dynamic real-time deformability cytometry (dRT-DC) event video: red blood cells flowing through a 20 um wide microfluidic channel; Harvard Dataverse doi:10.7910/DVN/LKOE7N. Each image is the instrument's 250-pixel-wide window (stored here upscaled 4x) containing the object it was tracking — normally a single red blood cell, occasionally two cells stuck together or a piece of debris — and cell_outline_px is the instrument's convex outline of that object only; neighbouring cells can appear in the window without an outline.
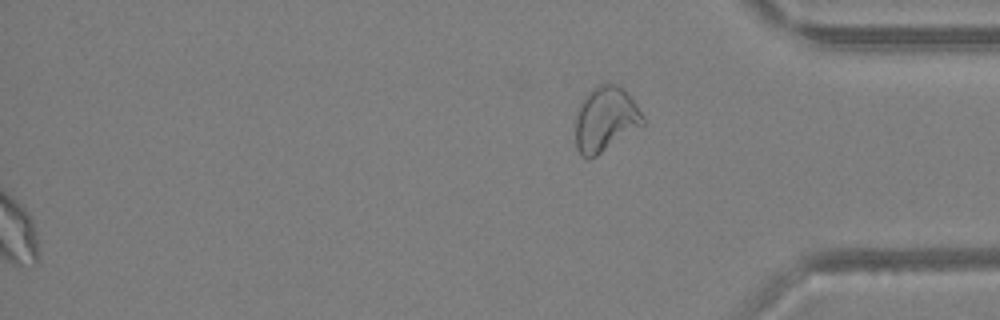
{"species": "Egyptian fruit bat (a non-hibernating species)", "species_latin": "Rousettus aegyptiacus", "temperature_condition": "warm", "stored_images_in_passage": 42, "segment_of_instrument_passage": [2, 2], "camera_frame_rate_fps": 3000, "um_per_image_px": 0.085, "animal": {"sex": "female"}, "frame": {"image": 1, "passage_image": 42, "time_ms": 13.667, "image_size_px": [1000, 320], "cell_outline_px": [[644, 128], [596, 156], [588, 160], [580, 156], [576, 148], [576, 116], [580, 100], [592, 88], [600, 84], [616, 84], [624, 88], [636, 104], [644, 116]], "centroid_in_image_um": [51.49, 10.17], "position_along_channel_um": 383.7, "area_um2": 26.3}}